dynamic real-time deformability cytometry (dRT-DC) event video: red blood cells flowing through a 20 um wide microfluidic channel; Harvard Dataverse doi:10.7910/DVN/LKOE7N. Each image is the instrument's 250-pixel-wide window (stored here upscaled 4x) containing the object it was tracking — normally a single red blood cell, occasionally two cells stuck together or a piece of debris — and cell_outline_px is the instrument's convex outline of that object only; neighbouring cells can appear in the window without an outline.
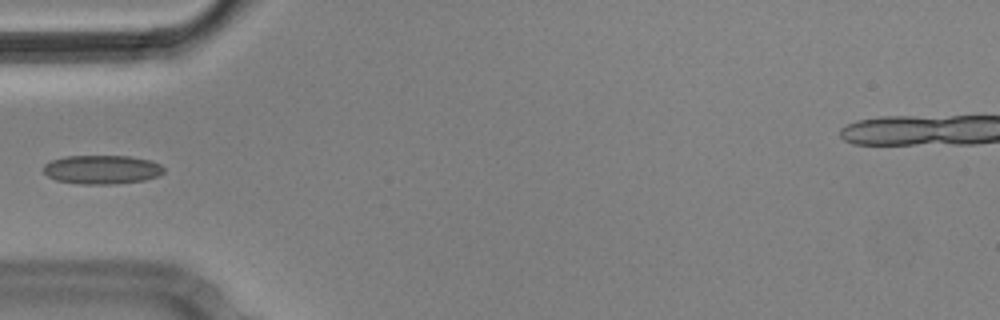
{"species": "Egyptian fruit bat (a non-hibernating species)", "species_latin": "Rousettus aegyptiacus", "temperature_condition": "cold", "stored_images_in_passage": 15, "segment_of_instrument_passage": [1, 3], "camera_frame_rate_fps": 3000, "um_per_image_px": 0.085, "animal": {"sex": "male"}, "frame": {"image": 1, "passage_image": 4, "time_ms": 1.0, "image_size_px": [1000, 320], "cell_outline_px": [[164, 172], [160, 176], [144, 180], [112, 184], [84, 184], [56, 180], [48, 176], [44, 172], [44, 164], [52, 160], [64, 156], [128, 156], [152, 160], [160, 164], [164, 168]], "centroid_in_image_um": [8.7, 14.4], "position_along_channel_um": 76.3, "area_um2": 20.29}}
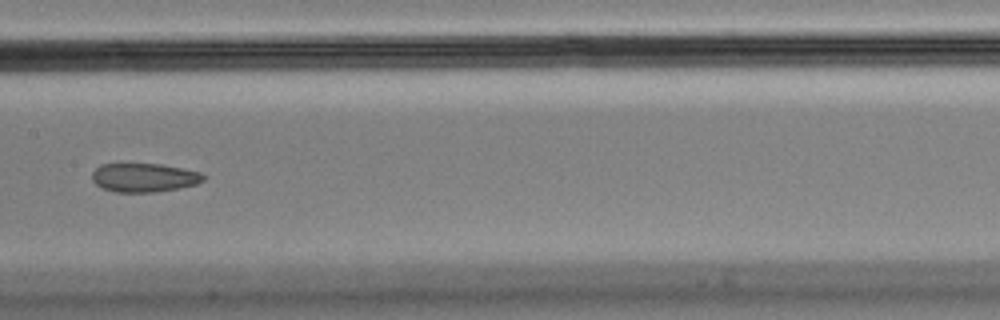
{"frame": {"image": 2, "passage_image": 7, "time_ms": 2.0, "image_size_px": [1000, 320], "cell_outline_px": [[204, 180], [196, 184], [176, 188], [152, 192], [116, 192], [104, 188], [96, 184], [92, 180], [92, 172], [100, 164], [160, 164], [200, 172], [204, 176]], "centroid_in_image_um": [12.21, 15.09], "position_along_channel_um": 195.2, "area_um2": 18.38}}
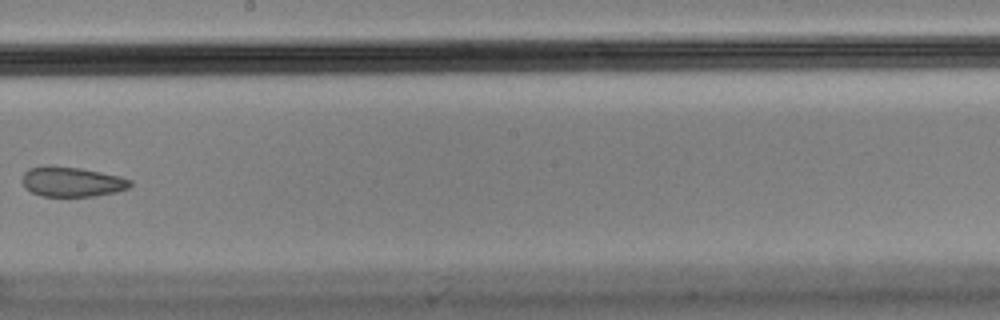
{"frame": {"image": 3, "passage_image": 8, "time_ms": 2.333, "image_size_px": [1000, 320], "cell_outline_px": [[132, 184], [128, 188], [116, 192], [96, 196], [40, 196], [24, 188], [24, 172], [28, 168], [48, 164], [52, 164], [80, 168], [120, 176], [132, 180]], "centroid_in_image_um": [6.1, 15.43], "position_along_channel_um": 242.1, "area_um2": 19.02}}